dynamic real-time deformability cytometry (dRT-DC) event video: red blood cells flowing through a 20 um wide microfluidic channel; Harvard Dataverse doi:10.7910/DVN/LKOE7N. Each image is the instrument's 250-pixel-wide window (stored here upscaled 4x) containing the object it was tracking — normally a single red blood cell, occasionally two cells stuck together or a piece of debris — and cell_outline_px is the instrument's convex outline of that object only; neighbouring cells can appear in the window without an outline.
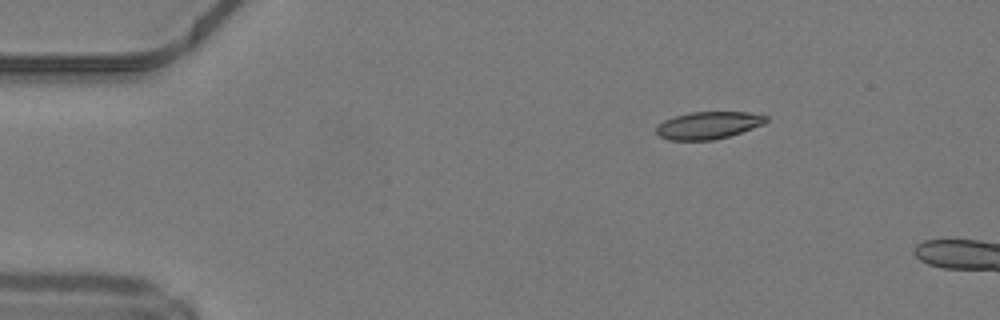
{"species": "common noctule bat (a hibernating species)", "species_latin": "Nyctalus noctula", "temperature_condition": "warm", "stored_images_in_passage": 8, "camera_frame_rate_fps": 3000, "um_per_image_px": 0.085, "animal": {"sex": "male", "body_mass_g": 19.2, "forearm_length_mm": 51.8}, "frame": {"image": 1, "passage_image": 1, "time_ms": 0.0, "image_size_px": [1000, 320], "cell_outline_px": [[768, 120], [764, 124], [728, 136], [712, 140], [668, 140], [660, 136], [656, 132], [656, 128], [664, 120], [676, 116], [692, 112], [748, 112], [768, 116]], "centroid_in_image_um": [60.22, 10.65], "position_along_channel_um": 24.8, "area_um2": 17.28}}